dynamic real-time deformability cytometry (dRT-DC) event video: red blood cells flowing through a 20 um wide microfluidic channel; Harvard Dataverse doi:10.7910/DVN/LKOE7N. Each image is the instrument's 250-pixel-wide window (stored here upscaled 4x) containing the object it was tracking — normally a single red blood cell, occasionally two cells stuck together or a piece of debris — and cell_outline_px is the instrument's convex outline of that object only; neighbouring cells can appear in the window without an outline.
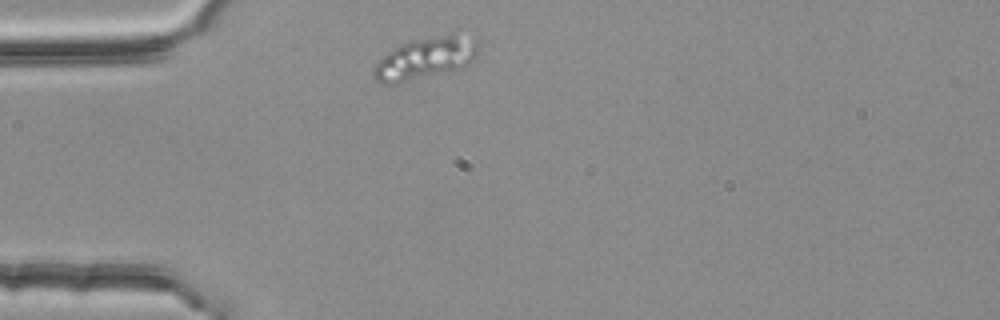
{"species": "common noctule bat (a hibernating species)", "species_latin": "Nyctalus noctula", "temperature_condition": "room temperature", "stored_images_in_passage": 43, "camera_frame_rate_fps": 3000, "um_per_image_px": 0.085, "animal": {"sex": "female", "body_mass_g": 25.1}, "frame": {"image": 1, "passage_image": 1, "time_ms": 0.0, "image_size_px": [1000, 320], "cell_outline_px": [[480, 40], [476, 56], [468, 64], [460, 68], [392, 84], [380, 84], [372, 76], [372, 68], [388, 52], [400, 44], [456, 28], [460, 28], [480, 36]], "centroid_in_image_um": [36.32, 4.81], "position_along_channel_um": 48.7, "area_um2": 26.82}}
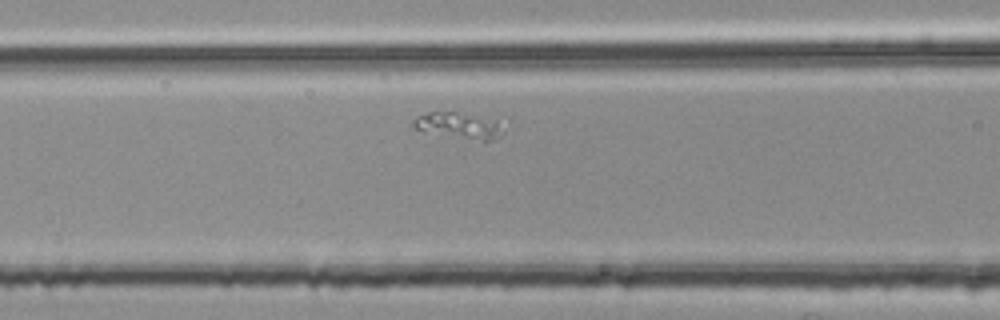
{"frame": {"image": 2, "passage_image": 9, "time_ms": 2.667, "image_size_px": [1000, 320], "cell_outline_px": [[512, 120], [504, 132], [500, 136], [484, 144], [416, 128], [412, 124], [412, 120], [416, 116], [428, 112], [456, 108], [508, 116]], "centroid_in_image_um": [39.42, 10.56], "position_along_channel_um": 127.2, "area_um2": 16.76}}
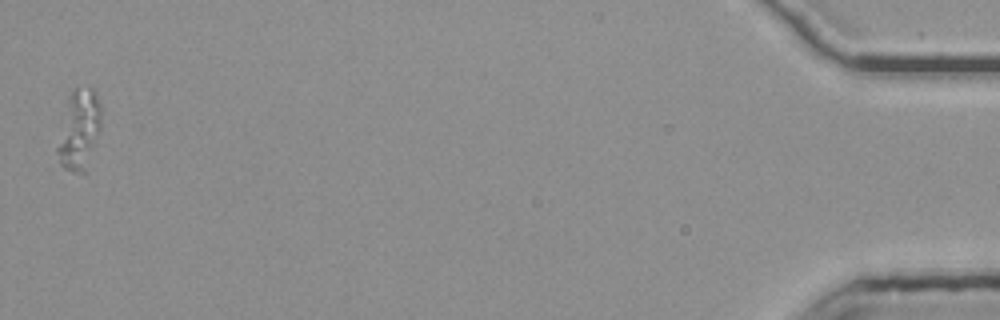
{"frame": {"image": 3, "passage_image": 43, "time_ms": 14.0, "image_size_px": [1000, 320], "cell_outline_px": [[100, 128], [84, 172], [72, 172], [64, 168], [60, 164], [56, 152], [56, 148], [68, 96], [72, 88], [88, 84], [96, 92], [100, 100]], "centroid_in_image_um": [6.71, 10.93], "position_along_channel_um": 428.5, "area_um2": 20.4}}